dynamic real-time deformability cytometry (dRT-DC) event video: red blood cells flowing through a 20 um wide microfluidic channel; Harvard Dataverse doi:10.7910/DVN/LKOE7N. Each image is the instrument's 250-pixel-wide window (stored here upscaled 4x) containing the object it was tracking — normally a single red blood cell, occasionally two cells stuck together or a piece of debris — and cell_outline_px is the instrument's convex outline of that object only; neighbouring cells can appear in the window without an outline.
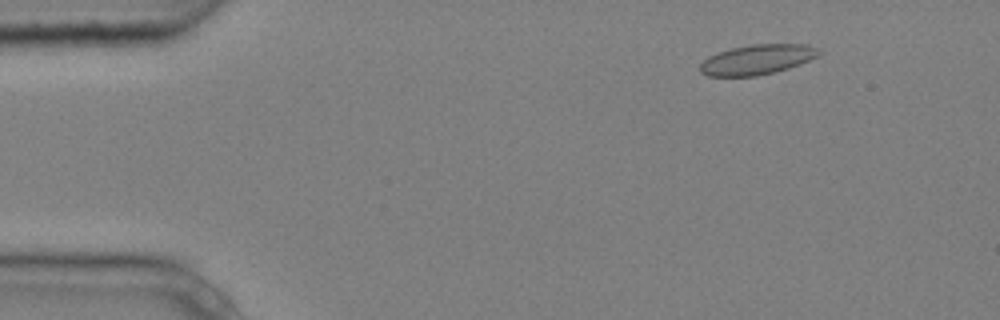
{"species": "common noctule bat (a hibernating species)", "species_latin": "Nyctalus noctula", "temperature_condition": "cold", "stored_images_in_passage": 3, "camera_frame_rate_fps": 3000, "um_per_image_px": 0.085, "animal": {"sex": "male", "body_mass_g": 20.4}, "frame": {"image": 1, "passage_image": 2, "time_ms": 0.333, "image_size_px": [1000, 320], "cell_outline_px": [[820, 52], [816, 56], [800, 64], [788, 68], [756, 76], [708, 76], [700, 72], [700, 64], [708, 56], [716, 52], [732, 48], [752, 44], [808, 44], [820, 48]], "centroid_in_image_um": [64.34, 5.05], "position_along_channel_um": 20.7, "area_um2": 20.69}}